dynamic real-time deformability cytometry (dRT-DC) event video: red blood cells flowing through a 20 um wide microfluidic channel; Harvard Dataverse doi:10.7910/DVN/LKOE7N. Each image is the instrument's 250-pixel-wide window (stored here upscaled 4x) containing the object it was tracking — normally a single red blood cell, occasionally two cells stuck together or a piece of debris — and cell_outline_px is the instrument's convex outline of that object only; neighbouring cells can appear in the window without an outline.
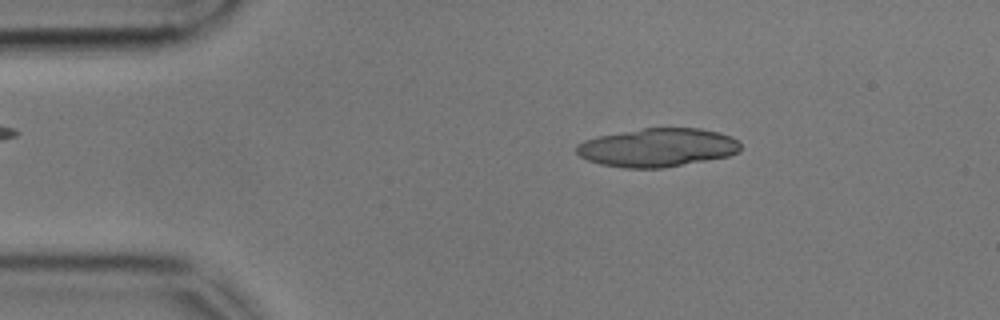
{"species": "common noctule bat (a hibernating species)", "species_latin": "Nyctalus noctula", "temperature_condition": "cold", "stored_images_in_passage": 26, "camera_frame_rate_fps": 3000, "um_per_image_px": 0.085, "animal": {"sex": "male", "body_mass_g": 17.9, "forearm_length_mm": 54.2}, "frame": {"image": 1, "passage_image": 8, "time_ms": 2.333, "image_size_px": [1000, 320], "cell_outline_px": [[740, 152], [728, 156], [664, 168], [624, 168], [600, 164], [588, 160], [580, 156], [576, 152], [576, 144], [584, 140], [600, 136], [644, 128], [700, 128], [720, 132], [736, 140], [740, 144]], "centroid_in_image_um": [55.88, 12.55], "position_along_channel_um": 29.1, "area_um2": 36.7}}